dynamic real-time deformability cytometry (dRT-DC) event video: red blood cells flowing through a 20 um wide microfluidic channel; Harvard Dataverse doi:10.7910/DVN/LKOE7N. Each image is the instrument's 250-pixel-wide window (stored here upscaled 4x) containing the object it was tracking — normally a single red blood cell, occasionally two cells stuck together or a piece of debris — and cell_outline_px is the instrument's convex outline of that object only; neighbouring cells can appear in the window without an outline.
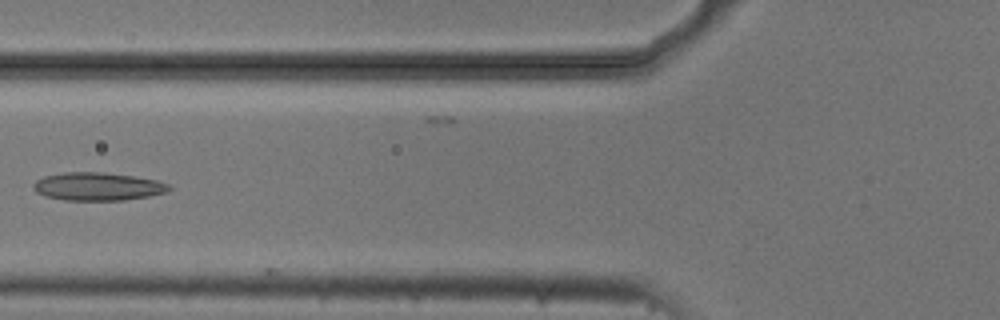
{"species": "common noctule bat (a hibernating species)", "species_latin": "Nyctalus noctula", "temperature_condition": "cold", "stored_images_in_passage": 6, "camera_frame_rate_fps": 3000, "um_per_image_px": 0.085, "animal": {"sex": "male", "body_mass_g": 20.5, "forearm_length_mm": 52.5}, "frame": {"image": 1, "passage_image": 6, "time_ms": 1.667, "image_size_px": [1000, 320], "cell_outline_px": [[172, 188], [168, 192], [148, 196], [124, 200], [64, 200], [44, 196], [36, 192], [32, 188], [32, 184], [36, 180], [44, 176], [64, 172], [100, 172], [132, 176], [156, 180], [168, 184]], "centroid_in_image_um": [8.27, 15.85], "position_along_channel_um": 117.5, "area_um2": 22.2}}